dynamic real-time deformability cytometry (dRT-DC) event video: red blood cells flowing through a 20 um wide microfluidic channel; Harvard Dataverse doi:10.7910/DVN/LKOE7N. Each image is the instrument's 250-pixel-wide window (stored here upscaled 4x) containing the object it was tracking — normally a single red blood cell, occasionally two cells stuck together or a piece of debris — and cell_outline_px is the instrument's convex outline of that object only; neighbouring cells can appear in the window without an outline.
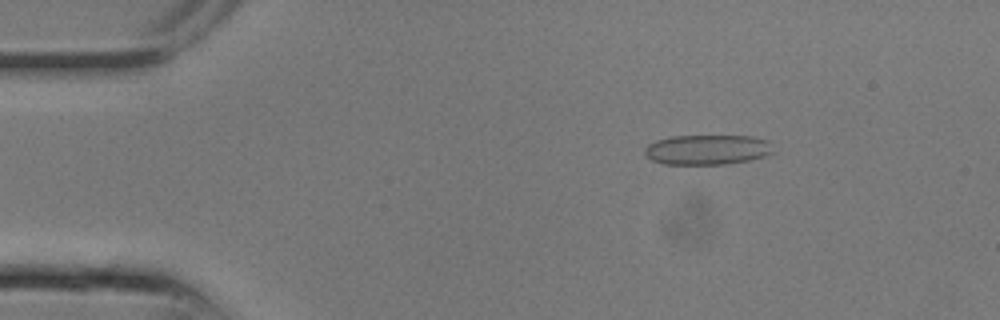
{"species": "common noctule bat (a hibernating species)", "species_latin": "Nyctalus noctula", "temperature_condition": "room temperature", "stored_images_in_passage": 13, "camera_frame_rate_fps": 3000, "um_per_image_px": 0.085, "animal": {"sex": "male", "body_mass_g": 13.3}, "frame": {"image": 1, "passage_image": 4, "time_ms": 1.0, "image_size_px": [1000, 320], "cell_outline_px": [[772, 152], [764, 156], [748, 160], [728, 164], [664, 164], [652, 160], [644, 152], [644, 148], [648, 144], [656, 140], [672, 136], [752, 136], [768, 140]], "centroid_in_image_um": [60.09, 12.72], "position_along_channel_um": 24.9, "area_um2": 22.31}}
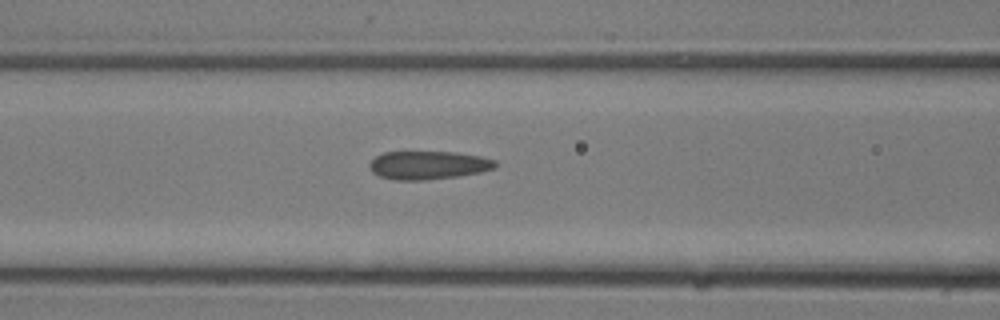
{"frame": {"image": 2, "passage_image": 10, "time_ms": 3.0, "image_size_px": [1000, 320], "cell_outline_px": [[500, 164], [496, 168], [480, 172], [456, 176], [424, 180], [396, 180], [380, 176], [372, 172], [368, 164], [376, 156], [384, 152], [456, 152], [480, 156], [496, 160]], "centroid_in_image_um": [36.43, 14.03], "position_along_channel_um": 130.2, "area_um2": 20.81}}
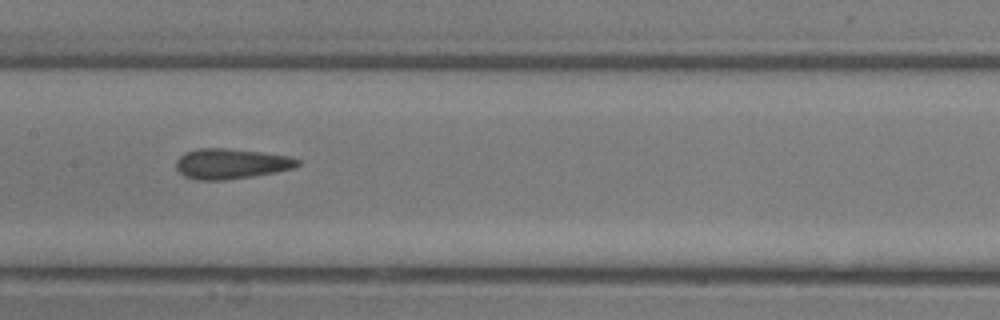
{"frame": {"image": 3, "passage_image": 12, "time_ms": 3.667, "image_size_px": [1000, 320], "cell_outline_px": [[300, 164], [296, 168], [276, 172], [252, 176], [224, 180], [196, 180], [184, 176], [176, 168], [176, 160], [184, 152], [196, 148], [224, 148], [260, 152], [292, 156], [300, 160]], "centroid_in_image_um": [19.65, 13.91], "position_along_channel_um": 187.7, "area_um2": 21.62}}